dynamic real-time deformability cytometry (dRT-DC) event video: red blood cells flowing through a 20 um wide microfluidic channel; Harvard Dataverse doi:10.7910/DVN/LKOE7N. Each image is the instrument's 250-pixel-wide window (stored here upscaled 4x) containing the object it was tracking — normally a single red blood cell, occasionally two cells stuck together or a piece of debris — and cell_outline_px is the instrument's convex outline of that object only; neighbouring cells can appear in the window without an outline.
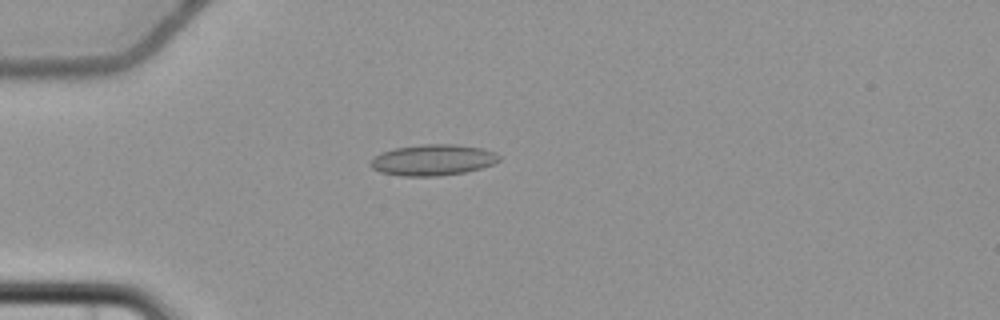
{"species": "common noctule bat (a hibernating species)", "species_latin": "Nyctalus noctula", "temperature_condition": "cold", "stored_images_in_passage": 5, "camera_frame_rate_fps": 3000, "um_per_image_px": 0.085, "animal": {"sex": "female", "body_mass_g": 22.7, "forearm_length_mm": 54.2}, "frame": {"image": 1, "passage_image": 3, "time_ms": 3.333, "image_size_px": [1000, 320], "cell_outline_px": [[500, 160], [492, 164], [480, 168], [464, 172], [440, 176], [404, 176], [380, 172], [372, 168], [368, 164], [380, 152], [396, 148], [420, 144], [456, 144], [484, 148], [496, 152], [500, 156]], "centroid_in_image_um": [36.81, 13.59], "position_along_channel_um": 48.2, "area_um2": 23.35}}
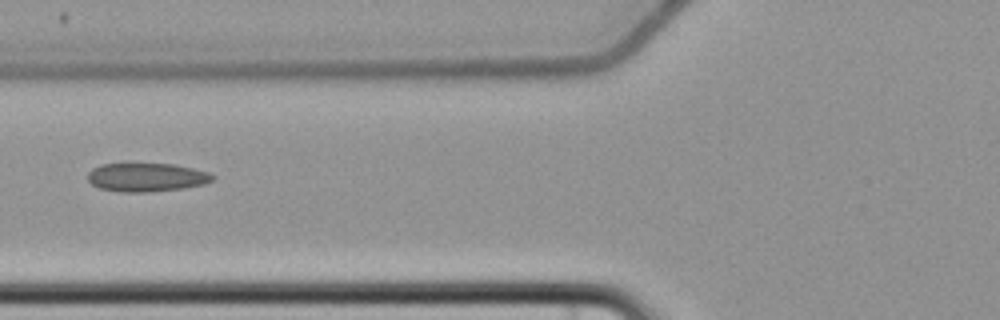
{"frame": {"image": 2, "passage_image": 5, "time_ms": 5.667, "image_size_px": [1000, 320], "cell_outline_px": [[216, 176], [212, 180], [204, 184], [184, 188], [152, 192], [120, 192], [100, 188], [92, 184], [88, 180], [88, 172], [92, 168], [100, 164], [176, 164], [208, 172]], "centroid_in_image_um": [12.46, 15.07], "position_along_channel_um": 113.3, "area_um2": 20.87}}